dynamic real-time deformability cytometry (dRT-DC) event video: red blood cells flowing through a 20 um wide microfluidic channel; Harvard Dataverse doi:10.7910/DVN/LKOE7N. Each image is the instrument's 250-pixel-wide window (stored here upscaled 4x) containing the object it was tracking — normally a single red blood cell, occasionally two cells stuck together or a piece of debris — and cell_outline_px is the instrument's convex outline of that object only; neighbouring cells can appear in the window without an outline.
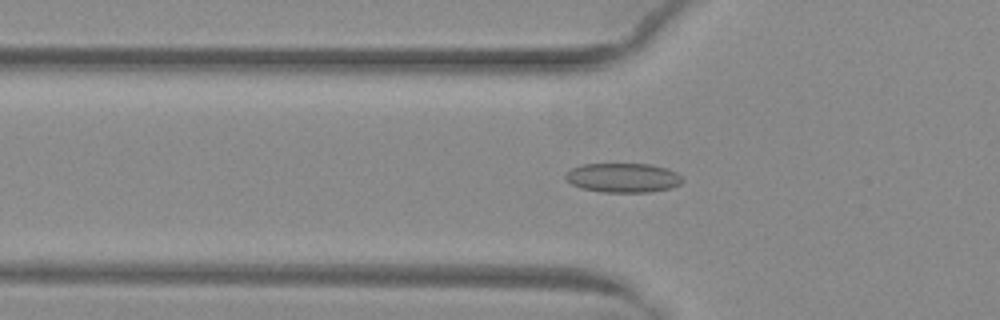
{"species": "common noctule bat (a hibernating species)", "species_latin": "Nyctalus noctula", "temperature_condition": "warm", "stored_images_in_passage": 51, "camera_frame_rate_fps": 3000, "um_per_image_px": 0.085, "animal": {"sex": "female", "body_mass_g": 29.2, "forearm_length_mm": 56.3}, "frame": {"image": 1, "passage_image": 18, "time_ms": 5.667, "image_size_px": [1000, 320], "cell_outline_px": [[684, 180], [680, 184], [672, 188], [648, 192], [600, 192], [580, 188], [572, 184], [564, 176], [572, 168], [584, 164], [648, 164], [664, 168], [676, 172]], "centroid_in_image_um": [52.96, 15.12], "position_along_channel_um": 72.8, "area_um2": 19.88}}
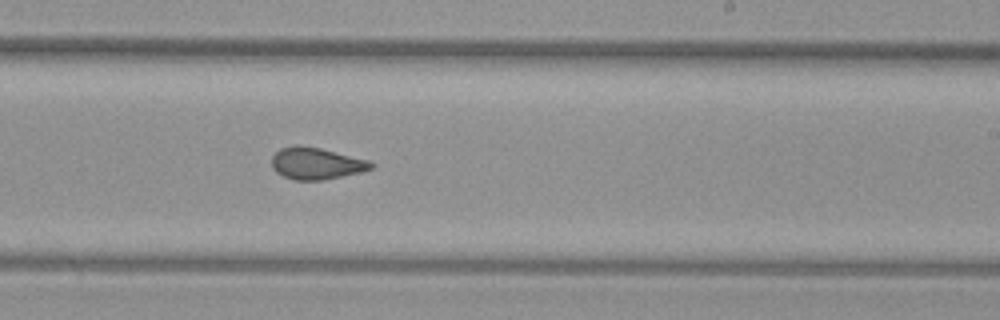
{"frame": {"image": 2, "passage_image": 32, "time_ms": 10.333, "image_size_px": [1000, 320], "cell_outline_px": [[376, 164], [372, 168], [360, 172], [320, 180], [292, 180], [276, 172], [272, 168], [272, 156], [280, 148], [296, 144], [300, 144], [320, 148], [368, 160]], "centroid_in_image_um": [26.84, 13.88], "position_along_channel_um": 262.2, "area_um2": 18.38}}
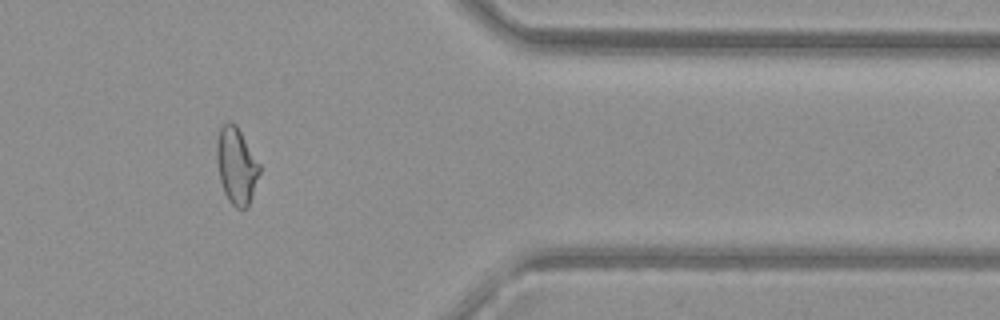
{"frame": {"image": 3, "passage_image": 43, "time_ms": 14.0, "image_size_px": [1000, 320], "cell_outline_px": [[260, 172], [248, 208], [236, 208], [228, 200], [224, 192], [220, 180], [216, 160], [216, 140], [220, 128], [228, 120], [232, 120], [236, 124], [260, 164]], "centroid_in_image_um": [20.08, 14.06], "position_along_channel_um": 391.3, "area_um2": 19.25}, "authors_computed_cell_mechanics": {"area_um2": 19.4786, "velocity_mm_per_s": 4.0541, "shape_relaxation_time_tau1_ms": null, "shape_relaxation_time_tau2_ms": 1.3079, "deformation_change_tau1": null, "deformation_change_tau2": 0.058}}